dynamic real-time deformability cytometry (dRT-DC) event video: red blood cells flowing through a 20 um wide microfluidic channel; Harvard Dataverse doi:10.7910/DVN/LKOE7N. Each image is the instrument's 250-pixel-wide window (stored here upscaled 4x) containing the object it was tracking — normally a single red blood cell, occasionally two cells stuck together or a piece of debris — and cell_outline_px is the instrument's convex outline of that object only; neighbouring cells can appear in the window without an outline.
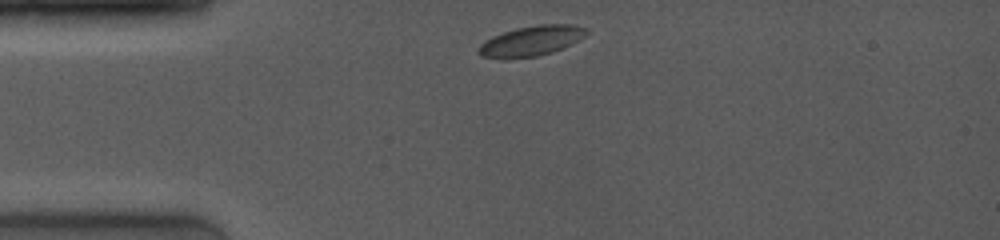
{"species": "common noctule bat (a hibernating species)", "species_latin": "Nyctalus noctula", "temperature_condition": "room temperature", "stored_images_in_passage": 6, "camera_frame_rate_fps": 4000, "um_per_image_px": 0.085, "animal": {"sex": "female", "body_mass_g": 19.0, "forearm_length_mm": 53.3}, "frame": {"image": 1, "passage_image": 1, "time_ms": 0.0, "image_size_px": [1000, 240], "cell_outline_px": [[588, 32], [584, 36], [572, 44], [552, 52], [536, 56], [480, 56], [476, 52], [476, 48], [484, 40], [492, 36], [516, 28], [536, 24], [572, 24], [588, 28]], "centroid_in_image_um": [45.19, 3.43], "position_along_channel_um": 39.8, "area_um2": 18.55}}
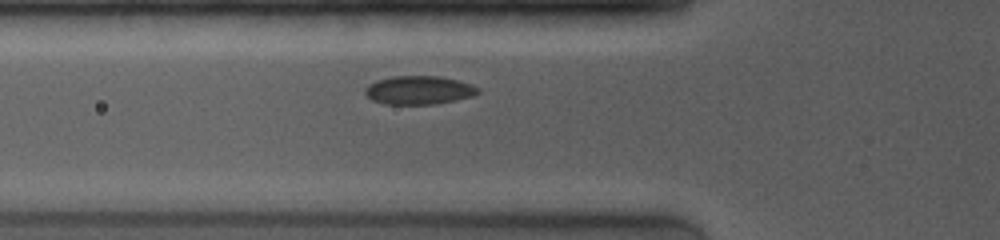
{"frame": {"image": 2, "passage_image": 6, "time_ms": 2.0, "image_size_px": [1000, 240], "cell_outline_px": [[480, 92], [472, 96], [456, 100], [436, 104], [384, 104], [372, 100], [364, 92], [364, 88], [376, 80], [392, 76], [440, 76], [456, 80], [480, 88]], "centroid_in_image_um": [35.58, 7.66], "position_along_channel_um": 90.2, "area_um2": 18.73}}